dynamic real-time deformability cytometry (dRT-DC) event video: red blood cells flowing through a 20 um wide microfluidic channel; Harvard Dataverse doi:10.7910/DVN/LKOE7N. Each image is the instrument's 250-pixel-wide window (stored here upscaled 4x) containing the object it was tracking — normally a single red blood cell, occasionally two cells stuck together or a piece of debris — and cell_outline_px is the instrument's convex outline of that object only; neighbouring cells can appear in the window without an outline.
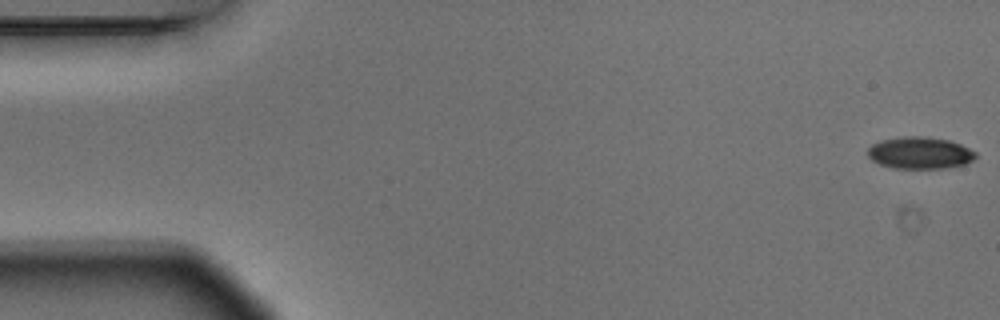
{"species": "Egyptian fruit bat (a non-hibernating species)", "species_latin": "Rousettus aegyptiacus", "temperature_condition": "warm", "stored_images_in_passage": 6, "segment_of_instrument_passage": [1, 2], "camera_frame_rate_fps": 3000, "um_per_image_px": 0.085, "animal": {"sex": "male"}, "frame": {"image": 1, "passage_image": 1, "time_ms": 0.0, "image_size_px": [1000, 320], "cell_outline_px": [[976, 156], [972, 160], [964, 164], [948, 168], [892, 168], [880, 164], [872, 160], [868, 156], [868, 148], [872, 144], [880, 140], [904, 136], [928, 136], [948, 140], [960, 144], [976, 152]], "centroid_in_image_um": [78.17, 12.99], "position_along_channel_um": 6.8, "area_um2": 20.11}}